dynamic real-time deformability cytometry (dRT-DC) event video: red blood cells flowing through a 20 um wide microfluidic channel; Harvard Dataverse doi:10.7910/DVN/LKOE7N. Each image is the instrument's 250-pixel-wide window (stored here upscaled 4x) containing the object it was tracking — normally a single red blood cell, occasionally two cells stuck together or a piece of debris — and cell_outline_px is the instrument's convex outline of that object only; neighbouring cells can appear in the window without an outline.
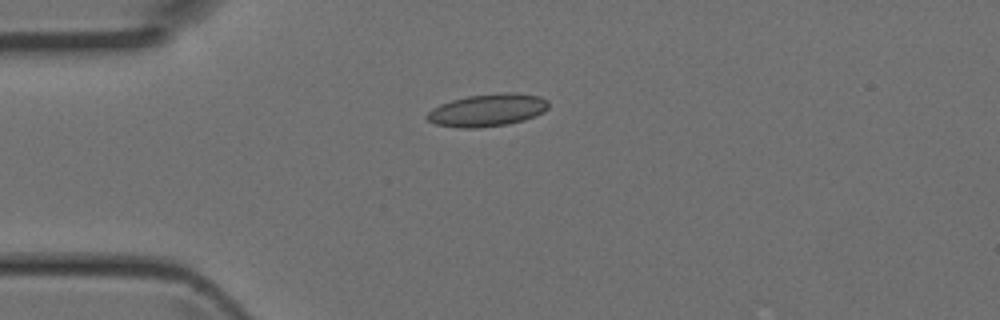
{"species": "Egyptian fruit bat (a non-hibernating species)", "species_latin": "Rousettus aegyptiacus", "temperature_condition": "room temperature", "stored_images_in_passage": 34, "camera_frame_rate_fps": 3000, "um_per_image_px": 0.085, "animal": {"sex": "female"}, "frame": {"image": 1, "passage_image": 1, "time_ms": 0.0, "image_size_px": [1000, 320], "cell_outline_px": [[548, 108], [544, 112], [524, 120], [508, 124], [476, 128], [460, 128], [436, 124], [428, 120], [424, 116], [432, 108], [440, 104], [452, 100], [468, 96], [504, 92], [512, 92], [540, 96], [548, 100]], "centroid_in_image_um": [41.44, 9.36], "position_along_channel_um": 43.6, "area_um2": 23.06}}
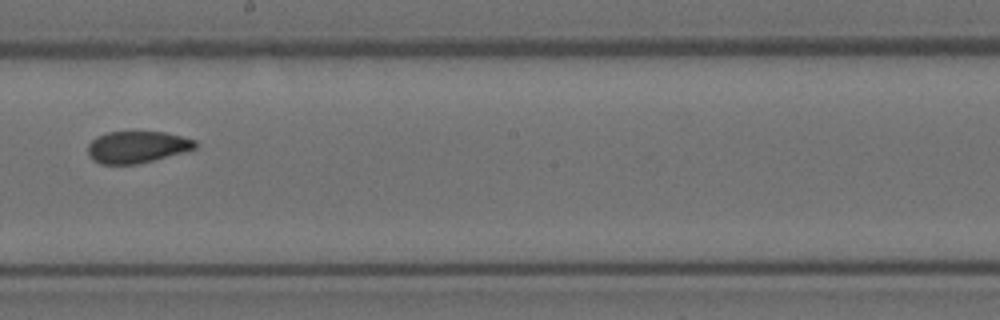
{"frame": {"image": 2, "passage_image": 15, "time_ms": 4.667, "image_size_px": [1000, 320], "cell_outline_px": [[196, 148], [152, 160], [136, 164], [100, 164], [92, 160], [88, 156], [88, 144], [96, 136], [108, 132], [164, 132], [196, 140]], "centroid_in_image_um": [11.59, 12.49], "position_along_channel_um": 236.6, "area_um2": 19.71}}
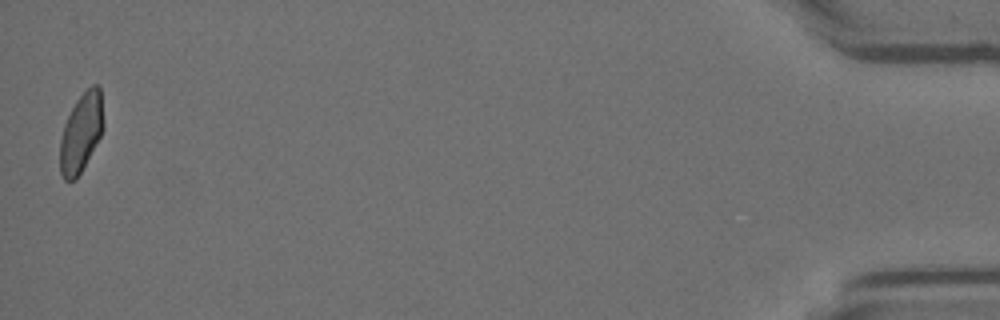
{"frame": {"image": 3, "passage_image": 34, "time_ms": 11.0, "image_size_px": [1000, 320], "cell_outline_px": [[104, 128], [100, 136], [76, 180], [64, 180], [60, 172], [60, 140], [64, 124], [76, 100], [92, 84], [100, 84], [104, 120]], "centroid_in_image_um": [6.91, 11.25], "position_along_channel_um": 428.3, "area_um2": 19.94}}